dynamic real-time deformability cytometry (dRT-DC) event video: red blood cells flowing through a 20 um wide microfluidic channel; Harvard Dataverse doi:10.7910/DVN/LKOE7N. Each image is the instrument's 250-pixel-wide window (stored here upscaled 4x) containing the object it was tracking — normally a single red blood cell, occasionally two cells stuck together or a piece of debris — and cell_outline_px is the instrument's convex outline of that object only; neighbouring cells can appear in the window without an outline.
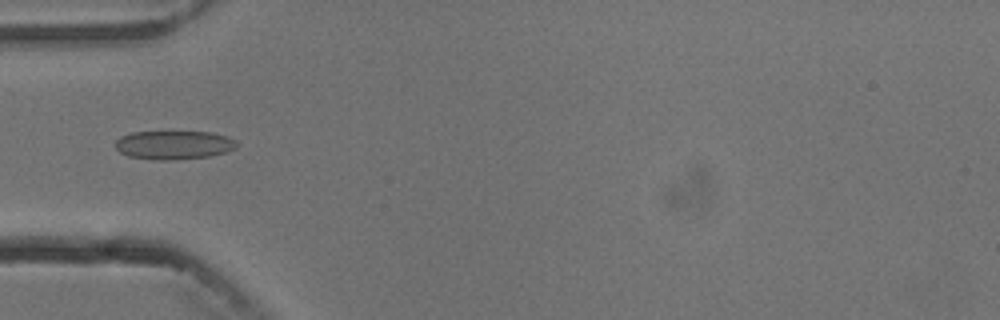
{"species": "common noctule bat (a hibernating species)", "species_latin": "Nyctalus noctula", "temperature_condition": "cold", "stored_images_in_passage": 8, "camera_frame_rate_fps": 3000, "um_per_image_px": 0.085, "animal": {"sex": "male", "body_mass_g": 13.3}, "frame": {"image": 1, "passage_image": 5, "time_ms": 4.667, "image_size_px": [1000, 320], "cell_outline_px": [[236, 148], [224, 152], [208, 156], [172, 160], [160, 160], [128, 156], [120, 152], [116, 148], [116, 140], [120, 136], [132, 132], [212, 132], [228, 136], [236, 140]], "centroid_in_image_um": [14.77, 12.31], "position_along_channel_um": 70.2, "area_um2": 20.17}}
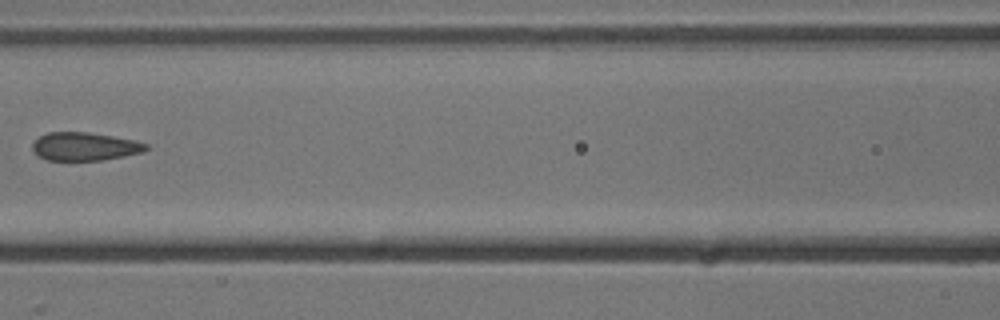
{"frame": {"image": 2, "passage_image": 7, "time_ms": 7.0, "image_size_px": [1000, 320], "cell_outline_px": [[148, 148], [140, 152], [124, 156], [104, 160], [48, 160], [40, 156], [32, 148], [32, 144], [40, 136], [48, 132], [88, 132], [112, 136], [132, 140], [148, 144]], "centroid_in_image_um": [7.19, 12.45], "position_along_channel_um": 159.4, "area_um2": 18.38}}
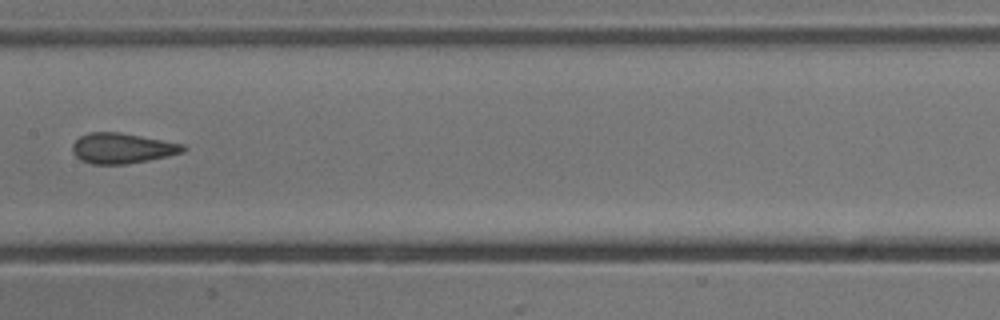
{"frame": {"image": 3, "passage_image": 8, "time_ms": 8.0, "image_size_px": [1000, 320], "cell_outline_px": [[188, 148], [184, 152], [168, 156], [148, 160], [124, 164], [92, 164], [80, 160], [72, 152], [72, 144], [80, 136], [88, 132], [120, 132], [184, 144]], "centroid_in_image_um": [10.38, 12.6], "position_along_channel_um": 197.0, "area_um2": 19.65}}